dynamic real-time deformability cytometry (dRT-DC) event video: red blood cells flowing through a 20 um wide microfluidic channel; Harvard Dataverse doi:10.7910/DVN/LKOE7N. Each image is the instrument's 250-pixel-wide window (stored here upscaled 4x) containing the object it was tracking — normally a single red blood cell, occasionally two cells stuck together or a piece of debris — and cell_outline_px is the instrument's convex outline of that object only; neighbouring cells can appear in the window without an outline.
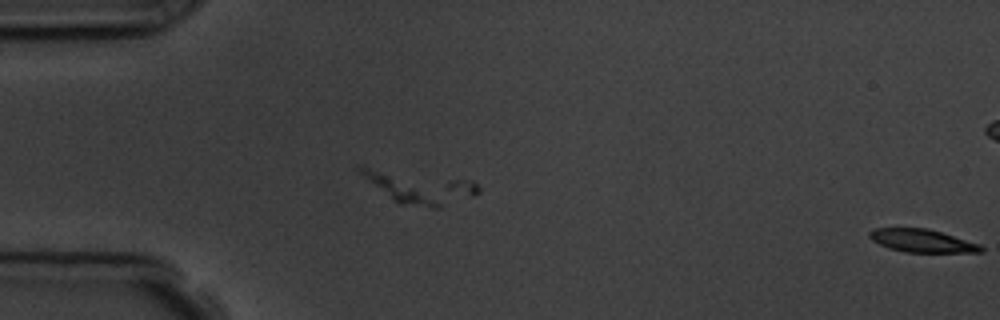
{"species": "common noctule bat (a hibernating species)", "species_latin": "Nyctalus noctula", "temperature_condition": "room temperature", "stored_images_in_passage": 4, "camera_frame_rate_fps": 3000, "um_per_image_px": 0.085, "animal": {"sex": "male", "body_mass_g": 19.5, "forearm_length_mm": 54.6}, "frame": {"image": 1, "passage_image": 4, "time_ms": 4.333, "image_size_px": [1000, 320], "cell_outline_px": [[984, 252], [904, 252], [888, 248], [872, 240], [868, 236], [868, 232], [872, 228], [928, 228], [980, 244], [984, 248]], "centroid_in_image_um": [78.36, 20.46], "position_along_channel_um": 6.6, "area_um2": 14.97}}